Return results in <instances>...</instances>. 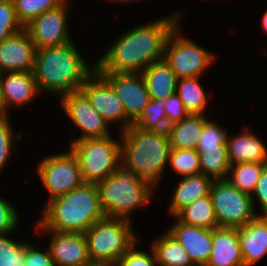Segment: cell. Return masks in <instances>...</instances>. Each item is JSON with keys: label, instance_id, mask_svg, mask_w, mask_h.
Returning a JSON list of instances; mask_svg holds the SVG:
<instances>
[{"label": "cell", "instance_id": "1", "mask_svg": "<svg viewBox=\"0 0 267 266\" xmlns=\"http://www.w3.org/2000/svg\"><path fill=\"white\" fill-rule=\"evenodd\" d=\"M181 12L127 30L95 63L98 72L142 73L164 58L166 40L180 22Z\"/></svg>", "mask_w": 267, "mask_h": 266}, {"label": "cell", "instance_id": "2", "mask_svg": "<svg viewBox=\"0 0 267 266\" xmlns=\"http://www.w3.org/2000/svg\"><path fill=\"white\" fill-rule=\"evenodd\" d=\"M72 41L59 46L37 49L33 75L42 93L64 94L79 91L96 70L80 55Z\"/></svg>", "mask_w": 267, "mask_h": 266}, {"label": "cell", "instance_id": "3", "mask_svg": "<svg viewBox=\"0 0 267 266\" xmlns=\"http://www.w3.org/2000/svg\"><path fill=\"white\" fill-rule=\"evenodd\" d=\"M35 229L85 233L106 215L100 204L96 183H83L67 194L47 201Z\"/></svg>", "mask_w": 267, "mask_h": 266}, {"label": "cell", "instance_id": "4", "mask_svg": "<svg viewBox=\"0 0 267 266\" xmlns=\"http://www.w3.org/2000/svg\"><path fill=\"white\" fill-rule=\"evenodd\" d=\"M121 162L135 178L154 191L161 181L171 150L167 131L143 130L135 125L121 131Z\"/></svg>", "mask_w": 267, "mask_h": 266}, {"label": "cell", "instance_id": "5", "mask_svg": "<svg viewBox=\"0 0 267 266\" xmlns=\"http://www.w3.org/2000/svg\"><path fill=\"white\" fill-rule=\"evenodd\" d=\"M106 216L130 220L135 209L150 203L153 191L140 183L134 171L120 162L113 174L97 183Z\"/></svg>", "mask_w": 267, "mask_h": 266}, {"label": "cell", "instance_id": "6", "mask_svg": "<svg viewBox=\"0 0 267 266\" xmlns=\"http://www.w3.org/2000/svg\"><path fill=\"white\" fill-rule=\"evenodd\" d=\"M130 220L105 216L85 233L91 262L115 266L139 239Z\"/></svg>", "mask_w": 267, "mask_h": 266}, {"label": "cell", "instance_id": "7", "mask_svg": "<svg viewBox=\"0 0 267 266\" xmlns=\"http://www.w3.org/2000/svg\"><path fill=\"white\" fill-rule=\"evenodd\" d=\"M84 183H98L115 172L121 162V141L110 136L71 142Z\"/></svg>", "mask_w": 267, "mask_h": 266}, {"label": "cell", "instance_id": "8", "mask_svg": "<svg viewBox=\"0 0 267 266\" xmlns=\"http://www.w3.org/2000/svg\"><path fill=\"white\" fill-rule=\"evenodd\" d=\"M180 23L169 34L164 48V60L178 79L201 77L214 60L210 51L179 33Z\"/></svg>", "mask_w": 267, "mask_h": 266}, {"label": "cell", "instance_id": "9", "mask_svg": "<svg viewBox=\"0 0 267 266\" xmlns=\"http://www.w3.org/2000/svg\"><path fill=\"white\" fill-rule=\"evenodd\" d=\"M210 196L218 227L239 228L257 216L252 197L227 180H213Z\"/></svg>", "mask_w": 267, "mask_h": 266}, {"label": "cell", "instance_id": "10", "mask_svg": "<svg viewBox=\"0 0 267 266\" xmlns=\"http://www.w3.org/2000/svg\"><path fill=\"white\" fill-rule=\"evenodd\" d=\"M38 175L49 200L63 196L84 182L76 156L71 150L43 157L39 162Z\"/></svg>", "mask_w": 267, "mask_h": 266}, {"label": "cell", "instance_id": "11", "mask_svg": "<svg viewBox=\"0 0 267 266\" xmlns=\"http://www.w3.org/2000/svg\"><path fill=\"white\" fill-rule=\"evenodd\" d=\"M61 97V107L69 120L82 132L81 136L73 139L72 142L111 135L108 129L109 123L91 106L81 90Z\"/></svg>", "mask_w": 267, "mask_h": 266}, {"label": "cell", "instance_id": "12", "mask_svg": "<svg viewBox=\"0 0 267 266\" xmlns=\"http://www.w3.org/2000/svg\"><path fill=\"white\" fill-rule=\"evenodd\" d=\"M67 0L58 7L43 12L24 29L37 49L59 46L72 41L68 29Z\"/></svg>", "mask_w": 267, "mask_h": 266}, {"label": "cell", "instance_id": "13", "mask_svg": "<svg viewBox=\"0 0 267 266\" xmlns=\"http://www.w3.org/2000/svg\"><path fill=\"white\" fill-rule=\"evenodd\" d=\"M88 98L91 106L110 124L120 121L121 130L133 123L127 118L123 104L110 83L95 70L80 89Z\"/></svg>", "mask_w": 267, "mask_h": 266}, {"label": "cell", "instance_id": "14", "mask_svg": "<svg viewBox=\"0 0 267 266\" xmlns=\"http://www.w3.org/2000/svg\"><path fill=\"white\" fill-rule=\"evenodd\" d=\"M112 86L123 104L127 118L134 123L150 101L141 73L99 72Z\"/></svg>", "mask_w": 267, "mask_h": 266}, {"label": "cell", "instance_id": "15", "mask_svg": "<svg viewBox=\"0 0 267 266\" xmlns=\"http://www.w3.org/2000/svg\"><path fill=\"white\" fill-rule=\"evenodd\" d=\"M37 48L25 29L0 42V73L33 72Z\"/></svg>", "mask_w": 267, "mask_h": 266}, {"label": "cell", "instance_id": "16", "mask_svg": "<svg viewBox=\"0 0 267 266\" xmlns=\"http://www.w3.org/2000/svg\"><path fill=\"white\" fill-rule=\"evenodd\" d=\"M36 232L51 233L49 250L54 266H80L91 262L84 233L57 232L36 229Z\"/></svg>", "mask_w": 267, "mask_h": 266}, {"label": "cell", "instance_id": "17", "mask_svg": "<svg viewBox=\"0 0 267 266\" xmlns=\"http://www.w3.org/2000/svg\"><path fill=\"white\" fill-rule=\"evenodd\" d=\"M176 220L167 231L184 247L195 266L207 265L212 252L213 229Z\"/></svg>", "mask_w": 267, "mask_h": 266}, {"label": "cell", "instance_id": "18", "mask_svg": "<svg viewBox=\"0 0 267 266\" xmlns=\"http://www.w3.org/2000/svg\"><path fill=\"white\" fill-rule=\"evenodd\" d=\"M238 236L244 266H253L267 255V216L260 213L239 227Z\"/></svg>", "mask_w": 267, "mask_h": 266}, {"label": "cell", "instance_id": "19", "mask_svg": "<svg viewBox=\"0 0 267 266\" xmlns=\"http://www.w3.org/2000/svg\"><path fill=\"white\" fill-rule=\"evenodd\" d=\"M0 90L8 109L26 105L40 93L33 72L0 73Z\"/></svg>", "mask_w": 267, "mask_h": 266}, {"label": "cell", "instance_id": "20", "mask_svg": "<svg viewBox=\"0 0 267 266\" xmlns=\"http://www.w3.org/2000/svg\"><path fill=\"white\" fill-rule=\"evenodd\" d=\"M207 266H244L238 228L213 229L212 252Z\"/></svg>", "mask_w": 267, "mask_h": 266}, {"label": "cell", "instance_id": "21", "mask_svg": "<svg viewBox=\"0 0 267 266\" xmlns=\"http://www.w3.org/2000/svg\"><path fill=\"white\" fill-rule=\"evenodd\" d=\"M241 131L236 136L227 135V152L230 164L256 162L267 165V147L253 132Z\"/></svg>", "mask_w": 267, "mask_h": 266}, {"label": "cell", "instance_id": "22", "mask_svg": "<svg viewBox=\"0 0 267 266\" xmlns=\"http://www.w3.org/2000/svg\"><path fill=\"white\" fill-rule=\"evenodd\" d=\"M212 181L210 177L205 176L203 173L181 177L171 197L168 207L169 213L175 216L194 200L208 196Z\"/></svg>", "mask_w": 267, "mask_h": 266}, {"label": "cell", "instance_id": "23", "mask_svg": "<svg viewBox=\"0 0 267 266\" xmlns=\"http://www.w3.org/2000/svg\"><path fill=\"white\" fill-rule=\"evenodd\" d=\"M141 74L145 80L150 99L165 100L176 94L178 78L164 58L151 63Z\"/></svg>", "mask_w": 267, "mask_h": 266}, {"label": "cell", "instance_id": "24", "mask_svg": "<svg viewBox=\"0 0 267 266\" xmlns=\"http://www.w3.org/2000/svg\"><path fill=\"white\" fill-rule=\"evenodd\" d=\"M207 119L203 114H189L180 122L168 126V137L171 148L197 150L200 134Z\"/></svg>", "mask_w": 267, "mask_h": 266}, {"label": "cell", "instance_id": "25", "mask_svg": "<svg viewBox=\"0 0 267 266\" xmlns=\"http://www.w3.org/2000/svg\"><path fill=\"white\" fill-rule=\"evenodd\" d=\"M151 245L157 266H195L184 247L168 231Z\"/></svg>", "mask_w": 267, "mask_h": 266}, {"label": "cell", "instance_id": "26", "mask_svg": "<svg viewBox=\"0 0 267 266\" xmlns=\"http://www.w3.org/2000/svg\"><path fill=\"white\" fill-rule=\"evenodd\" d=\"M174 217L185 224L196 227H203L206 229L218 227L210 194L194 200L181 209Z\"/></svg>", "mask_w": 267, "mask_h": 266}, {"label": "cell", "instance_id": "27", "mask_svg": "<svg viewBox=\"0 0 267 266\" xmlns=\"http://www.w3.org/2000/svg\"><path fill=\"white\" fill-rule=\"evenodd\" d=\"M200 77L178 79L176 93L189 114H205L207 94L199 81Z\"/></svg>", "mask_w": 267, "mask_h": 266}, {"label": "cell", "instance_id": "28", "mask_svg": "<svg viewBox=\"0 0 267 266\" xmlns=\"http://www.w3.org/2000/svg\"><path fill=\"white\" fill-rule=\"evenodd\" d=\"M197 151L199 152L201 173L212 180H226L231 166L227 147L197 149Z\"/></svg>", "mask_w": 267, "mask_h": 266}, {"label": "cell", "instance_id": "29", "mask_svg": "<svg viewBox=\"0 0 267 266\" xmlns=\"http://www.w3.org/2000/svg\"><path fill=\"white\" fill-rule=\"evenodd\" d=\"M266 164L256 162H242L231 164L226 180L239 191L252 194L262 170Z\"/></svg>", "mask_w": 267, "mask_h": 266}, {"label": "cell", "instance_id": "30", "mask_svg": "<svg viewBox=\"0 0 267 266\" xmlns=\"http://www.w3.org/2000/svg\"><path fill=\"white\" fill-rule=\"evenodd\" d=\"M164 99H150L142 115L133 123L143 130L167 131L168 124L164 110Z\"/></svg>", "mask_w": 267, "mask_h": 266}, {"label": "cell", "instance_id": "31", "mask_svg": "<svg viewBox=\"0 0 267 266\" xmlns=\"http://www.w3.org/2000/svg\"><path fill=\"white\" fill-rule=\"evenodd\" d=\"M168 163L182 177L201 173L199 152L192 149L171 148Z\"/></svg>", "mask_w": 267, "mask_h": 266}, {"label": "cell", "instance_id": "32", "mask_svg": "<svg viewBox=\"0 0 267 266\" xmlns=\"http://www.w3.org/2000/svg\"><path fill=\"white\" fill-rule=\"evenodd\" d=\"M65 0H13L18 21L26 26L47 10L54 9Z\"/></svg>", "mask_w": 267, "mask_h": 266}, {"label": "cell", "instance_id": "33", "mask_svg": "<svg viewBox=\"0 0 267 266\" xmlns=\"http://www.w3.org/2000/svg\"><path fill=\"white\" fill-rule=\"evenodd\" d=\"M7 236H0V266H25L26 243L15 242Z\"/></svg>", "mask_w": 267, "mask_h": 266}, {"label": "cell", "instance_id": "34", "mask_svg": "<svg viewBox=\"0 0 267 266\" xmlns=\"http://www.w3.org/2000/svg\"><path fill=\"white\" fill-rule=\"evenodd\" d=\"M24 29L18 21L13 0H0V42Z\"/></svg>", "mask_w": 267, "mask_h": 266}, {"label": "cell", "instance_id": "35", "mask_svg": "<svg viewBox=\"0 0 267 266\" xmlns=\"http://www.w3.org/2000/svg\"><path fill=\"white\" fill-rule=\"evenodd\" d=\"M227 135L228 133L223 127L208 120L200 134L197 149H218V147H227Z\"/></svg>", "mask_w": 267, "mask_h": 266}, {"label": "cell", "instance_id": "36", "mask_svg": "<svg viewBox=\"0 0 267 266\" xmlns=\"http://www.w3.org/2000/svg\"><path fill=\"white\" fill-rule=\"evenodd\" d=\"M13 134L12 126L10 125L9 119H1L0 120V172L3 170L4 166L8 162L9 156L15 150L13 147L14 138L17 140L21 139V134L17 133L15 136ZM1 174V173H0Z\"/></svg>", "mask_w": 267, "mask_h": 266}, {"label": "cell", "instance_id": "37", "mask_svg": "<svg viewBox=\"0 0 267 266\" xmlns=\"http://www.w3.org/2000/svg\"><path fill=\"white\" fill-rule=\"evenodd\" d=\"M139 239L128 249V251L117 261L115 266H157L155 252L151 251V255L145 251H138L134 247Z\"/></svg>", "mask_w": 267, "mask_h": 266}, {"label": "cell", "instance_id": "38", "mask_svg": "<svg viewBox=\"0 0 267 266\" xmlns=\"http://www.w3.org/2000/svg\"><path fill=\"white\" fill-rule=\"evenodd\" d=\"M0 197V236L13 233L18 225L19 213L15 206Z\"/></svg>", "mask_w": 267, "mask_h": 266}, {"label": "cell", "instance_id": "39", "mask_svg": "<svg viewBox=\"0 0 267 266\" xmlns=\"http://www.w3.org/2000/svg\"><path fill=\"white\" fill-rule=\"evenodd\" d=\"M164 110L168 126L180 122L189 115L177 93L165 99Z\"/></svg>", "mask_w": 267, "mask_h": 266}, {"label": "cell", "instance_id": "40", "mask_svg": "<svg viewBox=\"0 0 267 266\" xmlns=\"http://www.w3.org/2000/svg\"><path fill=\"white\" fill-rule=\"evenodd\" d=\"M35 246L26 243L25 266H54L49 248L47 251H39Z\"/></svg>", "mask_w": 267, "mask_h": 266}, {"label": "cell", "instance_id": "41", "mask_svg": "<svg viewBox=\"0 0 267 266\" xmlns=\"http://www.w3.org/2000/svg\"><path fill=\"white\" fill-rule=\"evenodd\" d=\"M250 196L252 197L254 209L255 197L260 204L262 216H267V166L262 170L259 180L257 181V184L255 185V188Z\"/></svg>", "mask_w": 267, "mask_h": 266}, {"label": "cell", "instance_id": "42", "mask_svg": "<svg viewBox=\"0 0 267 266\" xmlns=\"http://www.w3.org/2000/svg\"><path fill=\"white\" fill-rule=\"evenodd\" d=\"M8 107L0 90V120L8 118Z\"/></svg>", "mask_w": 267, "mask_h": 266}, {"label": "cell", "instance_id": "43", "mask_svg": "<svg viewBox=\"0 0 267 266\" xmlns=\"http://www.w3.org/2000/svg\"><path fill=\"white\" fill-rule=\"evenodd\" d=\"M262 28L264 29V31L267 33V10L264 12V14L262 15Z\"/></svg>", "mask_w": 267, "mask_h": 266}, {"label": "cell", "instance_id": "44", "mask_svg": "<svg viewBox=\"0 0 267 266\" xmlns=\"http://www.w3.org/2000/svg\"><path fill=\"white\" fill-rule=\"evenodd\" d=\"M80 266H108V265H105V264H102V263H98V262H89L87 264L80 265Z\"/></svg>", "mask_w": 267, "mask_h": 266}, {"label": "cell", "instance_id": "45", "mask_svg": "<svg viewBox=\"0 0 267 266\" xmlns=\"http://www.w3.org/2000/svg\"><path fill=\"white\" fill-rule=\"evenodd\" d=\"M110 2H115L116 3V1L117 2H123L124 1V3L127 1V2H129V1H131V2H136V1H140V0H109ZM143 1V0H142Z\"/></svg>", "mask_w": 267, "mask_h": 266}]
</instances>
